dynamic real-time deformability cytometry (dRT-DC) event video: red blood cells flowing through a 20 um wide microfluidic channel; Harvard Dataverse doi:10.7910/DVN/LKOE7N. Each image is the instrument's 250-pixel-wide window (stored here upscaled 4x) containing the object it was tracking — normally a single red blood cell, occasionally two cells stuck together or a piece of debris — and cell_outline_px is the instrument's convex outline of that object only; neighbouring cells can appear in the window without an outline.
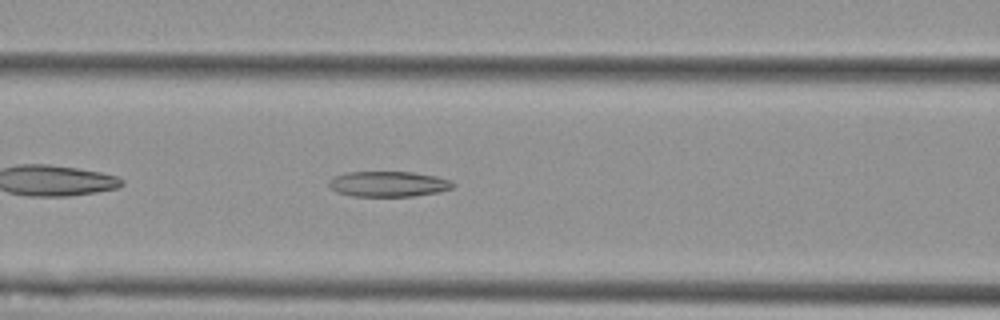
{"species": "Egyptian fruit bat (a non-hibernating species)", "species_latin": "Rousettus aegyptiacus", "temperature_condition": "cold", "stored_images_in_passage": 40, "camera_frame_rate_fps": 3000, "um_per_image_px": 0.085, "animal": {"sex": "female"}, "frame": {"image": 1, "passage_image": 8, "time_ms": 2.333, "image_size_px": [1000, 320], "cell_outline_px": [[456, 184], [452, 188], [440, 192], [412, 196], [352, 196], [336, 192], [328, 184], [328, 180], [332, 176], [344, 172], [412, 172], [436, 176], [448, 180]], "centroid_in_image_um": [32.97, 15.63], "position_along_channel_um": 133.6, "area_um2": 18.5}}
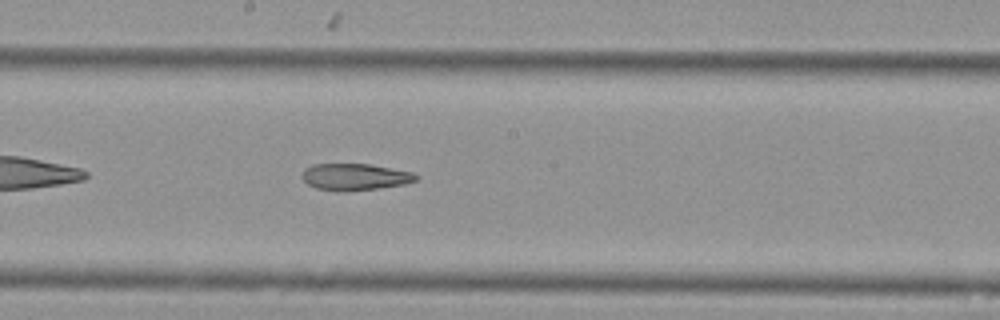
{"frame": {"image": 2, "passage_image": 15, "time_ms": 4.667, "image_size_px": [1000, 320], "cell_outline_px": [[420, 176], [416, 180], [404, 184], [380, 188], [340, 192], [336, 192], [316, 188], [308, 184], [300, 176], [304, 168], [312, 164], [372, 164], [412, 172]], "centroid_in_image_um": [30.14, 15.04], "position_along_channel_um": 218.1, "area_um2": 17.98}}
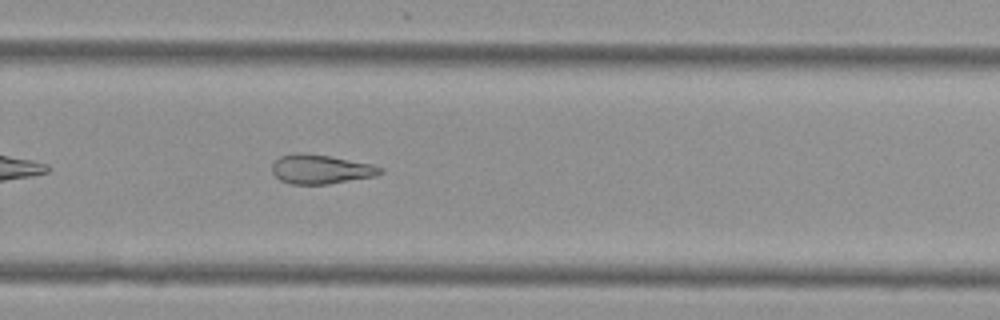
{"frame": {"image": 3, "passage_image": 22, "time_ms": 7.0, "image_size_px": [1000, 320], "cell_outline_px": [[384, 172], [376, 176], [328, 184], [292, 184], [280, 180], [272, 172], [272, 164], [280, 156], [296, 152], [304, 152], [328, 156], [372, 164], [384, 168]], "centroid_in_image_um": [27.27, 14.38], "position_along_channel_um": 302.5, "area_um2": 18.5}, "authors_computed_cell_mechanics": {"area_um2": 19.5653, "velocity_mm_per_s": 3.6296, "shape_relaxation_time_tau1_ms": null, "shape_relaxation_time_tau2_ms": 11.0649, "deformation_change_tau1": null, "deformation_change_tau2": 0.2669}}